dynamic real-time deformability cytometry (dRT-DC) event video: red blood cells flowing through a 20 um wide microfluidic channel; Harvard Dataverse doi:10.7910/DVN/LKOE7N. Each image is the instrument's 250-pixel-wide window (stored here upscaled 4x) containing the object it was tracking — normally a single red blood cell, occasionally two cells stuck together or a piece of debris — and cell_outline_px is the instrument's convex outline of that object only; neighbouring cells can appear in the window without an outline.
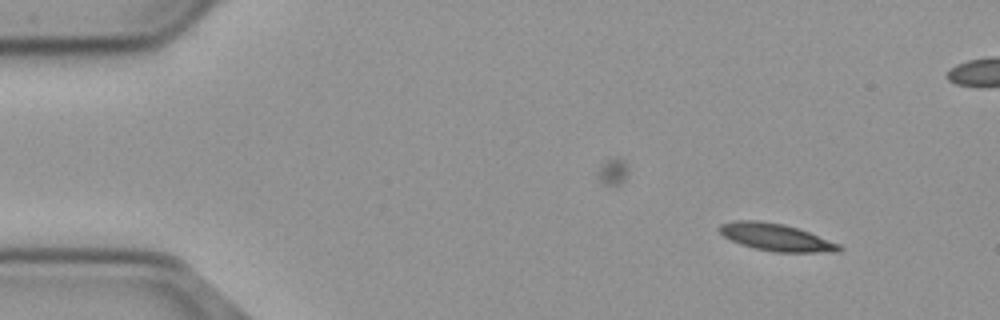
{"species": "common noctule bat (a hibernating species)", "species_latin": "Nyctalus noctula", "temperature_condition": "cold", "stored_images_in_passage": 51, "camera_frame_rate_fps": 3000, "um_per_image_px": 0.085, "animal": {"sex": "male", "body_mass_g": 23.1, "forearm_length_mm": 52.7}, "frame": {"image": 1, "passage_image": 1, "time_ms": 0.0, "image_size_px": [1000, 320], "cell_outline_px": [[844, 248], [840, 252], [776, 252], [756, 248], [740, 244], [724, 236], [720, 232], [720, 224], [732, 220], [760, 220], [784, 224], [800, 228], [840, 244]], "centroid_in_image_um": [66.01, 20.16], "position_along_channel_um": 19.0, "area_um2": 19.13}}
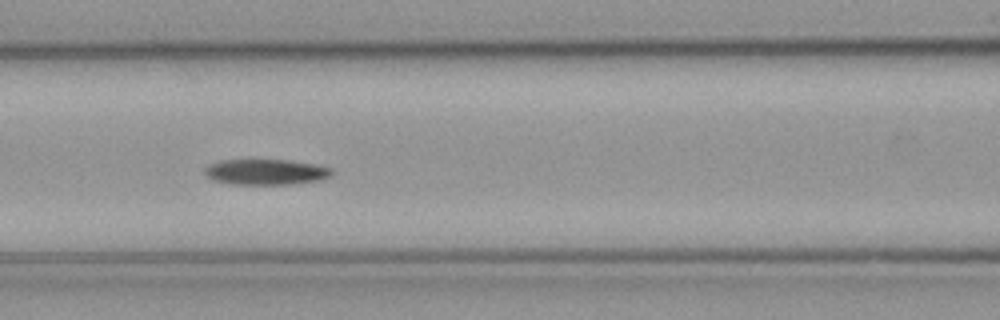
{"frame": {"image": 2, "passage_image": 19, "time_ms": 6.0, "image_size_px": [1000, 320], "cell_outline_px": [[336, 172], [332, 176], [320, 180], [292, 184], [232, 184], [212, 180], [204, 172], [204, 168], [208, 164], [220, 160], [288, 160], [316, 164], [332, 168]], "centroid_in_image_um": [22.64, 14.61], "position_along_channel_um": 144.0, "area_um2": 19.19}}
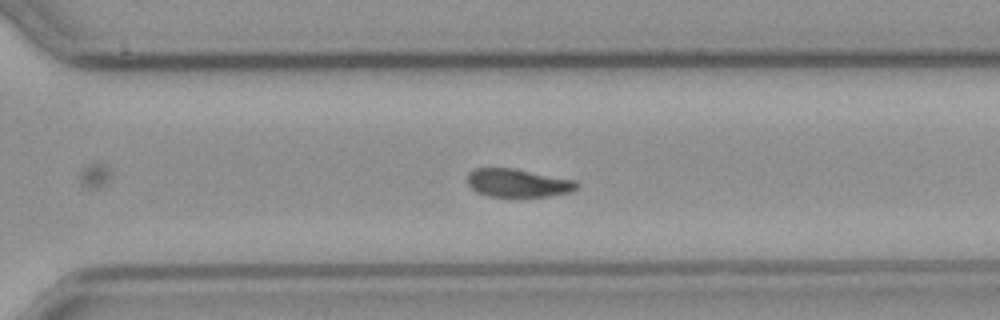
{"frame": {"image": 3, "passage_image": 34, "time_ms": 11.0, "image_size_px": [1000, 320], "cell_outline_px": [[580, 184], [572, 192], [548, 196], [488, 196], [476, 192], [468, 184], [468, 172], [476, 168], [512, 168], [576, 180]], "centroid_in_image_um": [44.03, 15.55], "position_along_channel_um": 326.6, "area_um2": 17.92}}